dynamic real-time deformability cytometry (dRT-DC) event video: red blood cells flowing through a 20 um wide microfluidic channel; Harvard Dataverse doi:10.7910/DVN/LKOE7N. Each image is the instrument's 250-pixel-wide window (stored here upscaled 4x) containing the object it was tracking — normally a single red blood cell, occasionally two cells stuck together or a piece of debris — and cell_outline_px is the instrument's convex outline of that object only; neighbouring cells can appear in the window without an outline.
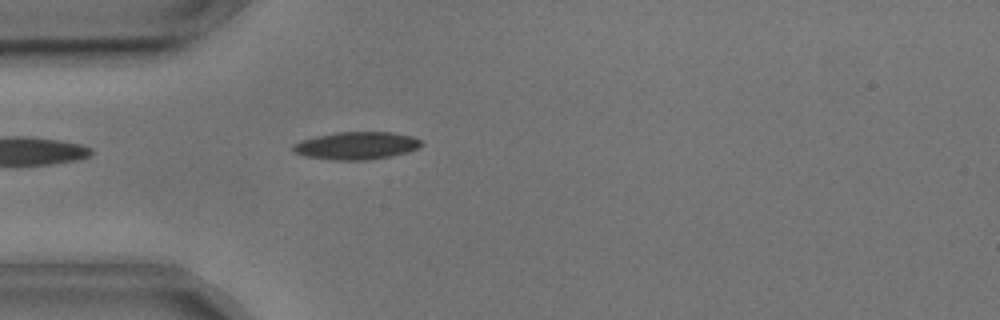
{"species": "common noctule bat (a hibernating species)", "species_latin": "Nyctalus noctula", "temperature_condition": "cold", "stored_images_in_passage": 40, "camera_frame_rate_fps": 3000, "um_per_image_px": 0.085, "animal": {"sex": "male", "body_mass_g": 17.9, "forearm_length_mm": 54.2}, "frame": {"image": 1, "passage_image": 1, "time_ms": 0.0, "image_size_px": [1000, 320], "cell_outline_px": [[420, 144], [416, 148], [408, 152], [392, 156], [364, 160], [332, 160], [304, 156], [292, 152], [292, 144], [300, 140], [316, 136], [336, 132], [392, 132], [412, 136], [420, 140]], "centroid_in_image_um": [30.22, 12.38], "position_along_channel_um": 54.8, "area_um2": 20.69}}
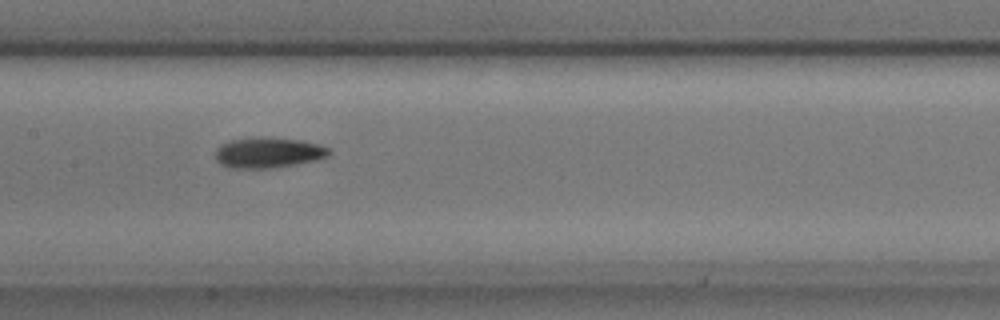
{"frame": {"image": 2, "passage_image": 12, "time_ms": 3.667, "image_size_px": [1000, 320], "cell_outline_px": [[332, 152], [328, 156], [316, 160], [296, 164], [272, 168], [228, 168], [220, 164], [216, 160], [216, 148], [220, 144], [232, 140], [264, 136], [300, 140], [320, 144], [328, 148]], "centroid_in_image_um": [22.8, 12.97], "position_along_channel_um": 184.6, "area_um2": 20.4}}
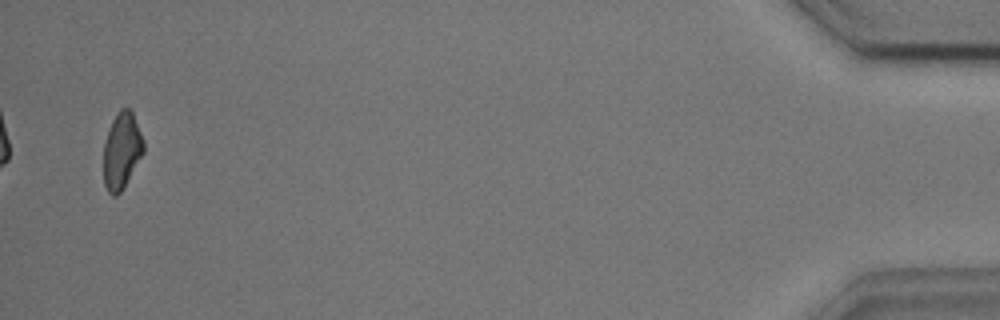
{"frame": {"image": 3, "passage_image": 39, "time_ms": 12.667, "image_size_px": [1000, 320], "cell_outline_px": [[144, 152], [120, 192], [116, 196], [112, 196], [108, 192], [104, 184], [104, 140], [112, 120], [120, 108], [128, 108], [132, 112], [144, 140]], "centroid_in_image_um": [10.34, 12.79], "position_along_channel_um": 424.9, "area_um2": 17.69}, "authors_computed_cell_mechanics": {"area_um2": 19.1318, "velocity_mm_per_s": 3.6426, "shape_relaxation_time_tau1_ms": 3.6396, "shape_relaxation_time_tau2_ms": 7.037, "deformation_change_tau1": 0.1316, "deformation_change_tau2": 0.1564}}